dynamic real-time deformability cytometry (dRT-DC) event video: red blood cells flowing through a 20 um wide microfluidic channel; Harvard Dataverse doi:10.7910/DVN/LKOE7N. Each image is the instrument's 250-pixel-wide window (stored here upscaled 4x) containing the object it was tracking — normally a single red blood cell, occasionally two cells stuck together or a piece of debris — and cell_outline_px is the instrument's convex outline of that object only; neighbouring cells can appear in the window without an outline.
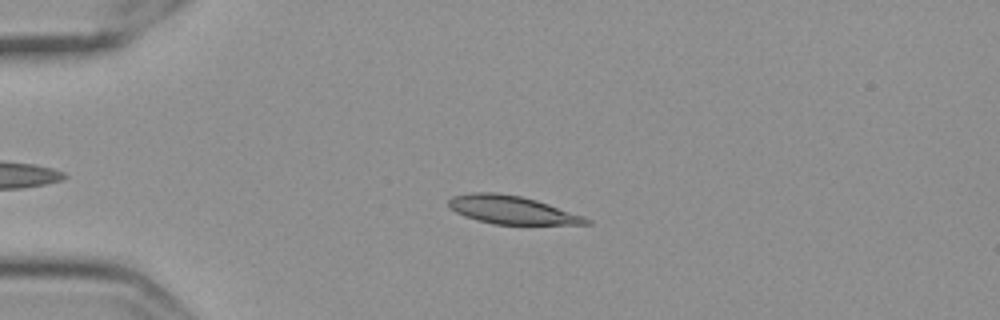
{"species": "Egyptian fruit bat (a non-hibernating species)", "species_latin": "Rousettus aegyptiacus", "temperature_condition": "cold", "stored_images_in_passage": 57, "camera_frame_rate_fps": 3000, "um_per_image_px": 0.085, "frame": {"image": 1, "passage_image": 14, "time_ms": 4.333, "image_size_px": [1000, 320], "cell_outline_px": [[592, 224], [492, 224], [476, 220], [464, 216], [456, 212], [448, 204], [448, 200], [452, 196], [472, 192], [496, 192], [520, 196], [536, 200], [584, 216], [592, 220]], "centroid_in_image_um": [43.49, 17.84], "position_along_channel_um": 41.5, "area_um2": 22.48}}
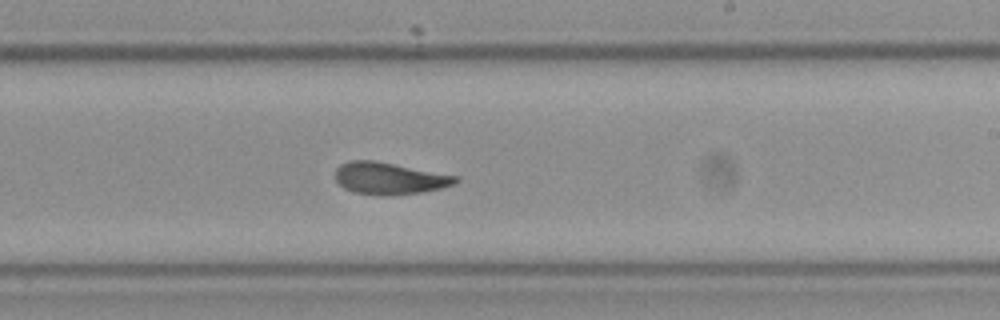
{"frame": {"image": 2, "passage_image": 35, "time_ms": 11.333, "image_size_px": [1000, 320], "cell_outline_px": [[460, 180], [456, 184], [440, 188], [420, 192], [388, 196], [384, 196], [352, 192], [344, 188], [336, 180], [336, 168], [340, 164], [348, 160], [376, 160], [460, 176]], "centroid_in_image_um": [33.12, 15.15], "position_along_channel_um": 255.9, "area_um2": 22.72}}
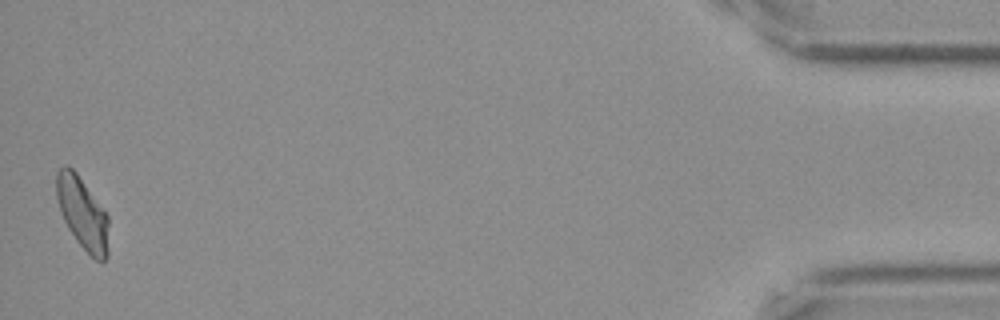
{"frame": {"image": 3, "passage_image": 57, "time_ms": 18.667, "image_size_px": [1000, 320], "cell_outline_px": [[108, 256], [104, 260], [96, 260], [76, 240], [68, 228], [64, 220], [56, 196], [56, 172], [64, 164], [68, 164], [76, 172], [108, 216]], "centroid_in_image_um": [7.0, 18.1], "position_along_channel_um": 428.2, "area_um2": 21.62}, "authors_computed_cell_mechanics": {"area_um2": 22.542, "velocity_mm_per_s": 3.5254, "shape_relaxation_time_tau1_ms": 6.007, "shape_relaxation_time_tau2_ms": 2.2865, "deformation_change_tau1": 0.1633, "deformation_change_tau2": 0.0755}}